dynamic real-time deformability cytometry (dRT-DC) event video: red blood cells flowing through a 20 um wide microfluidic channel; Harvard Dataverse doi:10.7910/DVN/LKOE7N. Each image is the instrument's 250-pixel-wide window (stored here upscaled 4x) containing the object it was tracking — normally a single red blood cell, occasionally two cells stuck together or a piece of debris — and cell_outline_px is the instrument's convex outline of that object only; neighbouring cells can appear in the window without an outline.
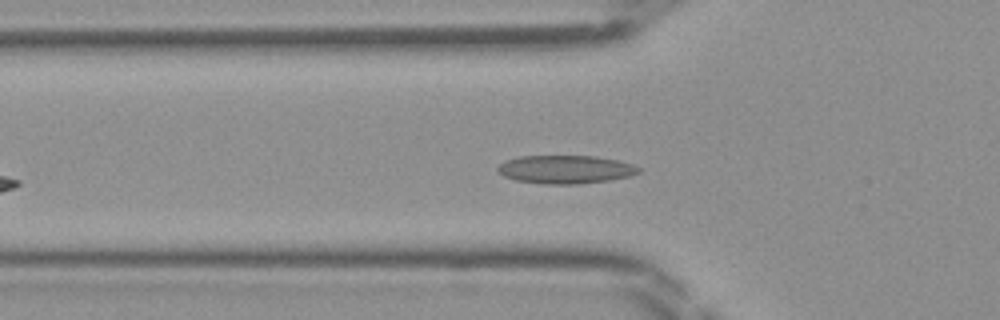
{"species": "Egyptian fruit bat (a non-hibernating species)", "species_latin": "Rousettus aegyptiacus", "temperature_condition": "room temperature", "stored_images_in_passage": 36, "camera_frame_rate_fps": 3000, "um_per_image_px": 0.085, "frame": {"image": 1, "passage_image": 7, "time_ms": 2.0, "image_size_px": [1000, 320], "cell_outline_px": [[640, 172], [628, 176], [608, 180], [580, 184], [544, 184], [516, 180], [504, 176], [496, 168], [504, 160], [520, 156], [596, 156], [616, 160], [632, 164], [640, 168]], "centroid_in_image_um": [48.04, 14.4], "position_along_channel_um": 77.8, "area_um2": 23.12}}
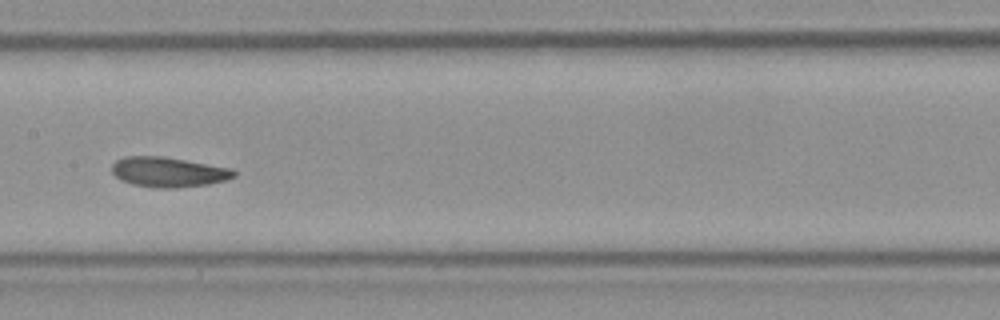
{"frame": {"image": 2, "passage_image": 15, "time_ms": 4.667, "image_size_px": [1000, 320], "cell_outline_px": [[236, 176], [228, 180], [208, 184], [176, 188], [156, 188], [132, 184], [120, 180], [112, 172], [112, 164], [116, 160], [124, 156], [164, 156], [232, 168], [236, 172]], "centroid_in_image_um": [14.33, 14.62], "position_along_channel_um": 193.1, "area_um2": 21.56}}
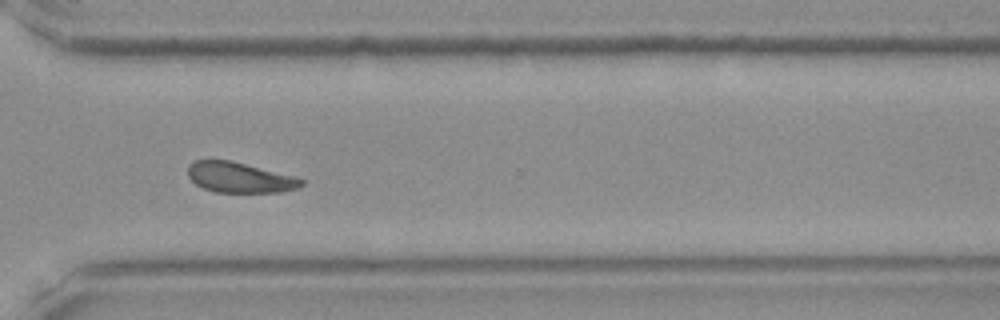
{"frame": {"image": 3, "passage_image": 26, "time_ms": 8.333, "image_size_px": [1000, 320], "cell_outline_px": [[304, 184], [296, 188], [280, 192], [216, 192], [204, 188], [196, 184], [188, 176], [188, 164], [192, 160], [232, 160], [292, 176], [304, 180]], "centroid_in_image_um": [20.33, 15.08], "position_along_channel_um": 350.3, "area_um2": 19.94}}